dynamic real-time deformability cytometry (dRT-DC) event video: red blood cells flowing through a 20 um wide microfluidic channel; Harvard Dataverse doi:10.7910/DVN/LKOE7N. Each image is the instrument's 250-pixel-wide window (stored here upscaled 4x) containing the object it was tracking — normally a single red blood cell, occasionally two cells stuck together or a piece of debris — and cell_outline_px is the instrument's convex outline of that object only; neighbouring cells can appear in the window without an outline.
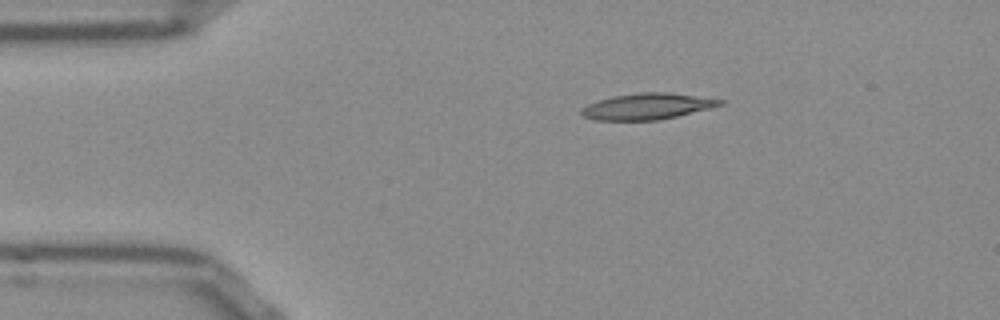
{"species": "Egyptian fruit bat (a non-hibernating species)", "species_latin": "Rousettus aegyptiacus", "temperature_condition": "room temperature", "stored_images_in_passage": 44, "camera_frame_rate_fps": 3000, "um_per_image_px": 0.085, "frame": {"image": 1, "passage_image": 1, "time_ms": 0.0, "image_size_px": [1000, 320], "cell_outline_px": [[724, 104], [660, 120], [596, 120], [584, 116], [580, 112], [580, 108], [588, 104], [612, 96], [640, 92], [668, 92], [724, 100]], "centroid_in_image_um": [54.98, 9.04], "position_along_channel_um": 30.0, "area_um2": 20.87}}
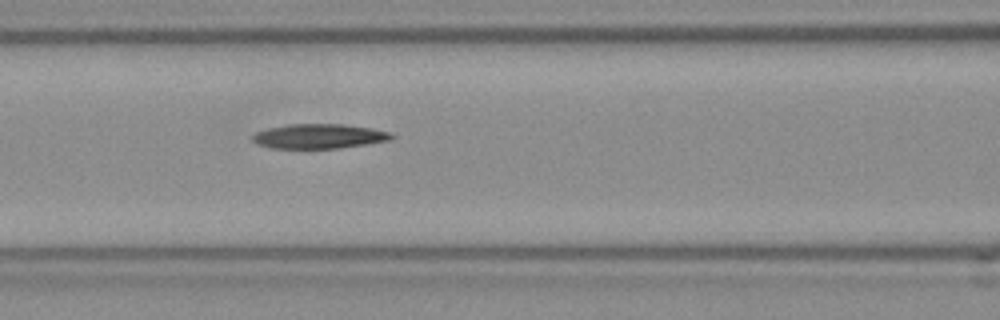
{"frame": {"image": 2, "passage_image": 13, "time_ms": 4.0, "image_size_px": [1000, 320], "cell_outline_px": [[396, 136], [392, 140], [368, 144], [340, 148], [272, 148], [260, 144], [252, 140], [252, 136], [256, 132], [268, 128], [288, 124], [344, 124], [372, 128], [392, 132]], "centroid_in_image_um": [27.2, 11.57], "position_along_channel_um": 139.4, "area_um2": 20.06}}
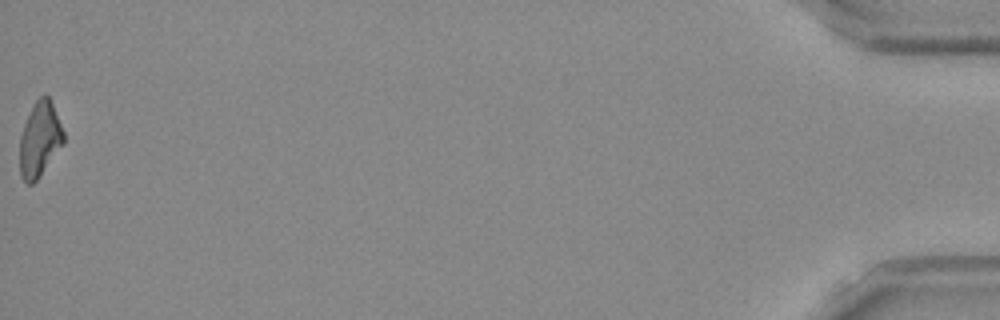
{"frame": {"image": 3, "passage_image": 44, "time_ms": 14.333, "image_size_px": [1000, 320], "cell_outline_px": [[64, 144], [36, 180], [32, 184], [28, 184], [20, 176], [20, 136], [24, 124], [36, 100], [40, 96], [48, 96], [52, 104], [64, 132]], "centroid_in_image_um": [3.38, 11.87], "position_along_channel_um": 431.8, "area_um2": 18.79}}